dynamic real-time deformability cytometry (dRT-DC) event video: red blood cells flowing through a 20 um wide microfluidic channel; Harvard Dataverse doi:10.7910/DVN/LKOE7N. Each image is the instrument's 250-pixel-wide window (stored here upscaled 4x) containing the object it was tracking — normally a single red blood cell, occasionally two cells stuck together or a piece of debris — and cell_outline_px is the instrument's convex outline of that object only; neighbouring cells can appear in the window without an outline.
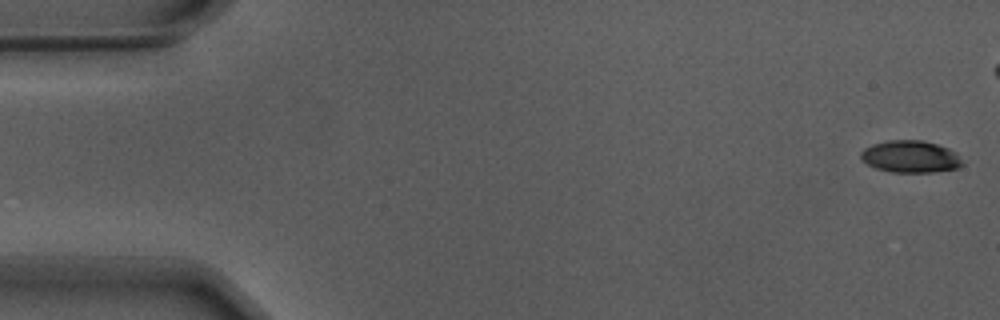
{"species": "Egyptian fruit bat (a non-hibernating species)", "species_latin": "Rousettus aegyptiacus", "temperature_condition": "warm", "stored_images_in_passage": 48, "camera_frame_rate_fps": 3000, "um_per_image_px": 0.085, "animal": {"sex": "male"}, "frame": {"image": 1, "passage_image": 1, "time_ms": 0.0, "image_size_px": [1000, 320], "cell_outline_px": [[964, 164], [956, 168], [932, 172], [892, 172], [876, 168], [860, 160], [860, 152], [864, 148], [872, 144], [888, 140], [924, 140], [948, 148], [956, 152]], "centroid_in_image_um": [77.36, 13.3], "position_along_channel_um": 7.6, "area_um2": 19.02}}
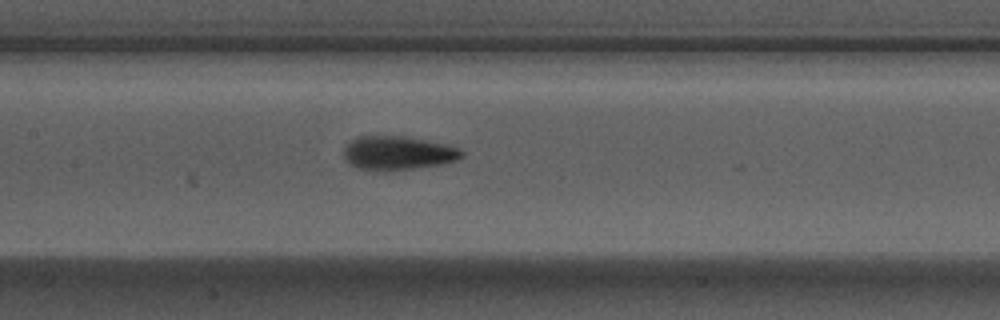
{"frame": {"image": 2, "passage_image": 26, "time_ms": 8.333, "image_size_px": [1000, 320], "cell_outline_px": [[464, 156], [460, 160], [440, 164], [384, 172], [356, 168], [344, 156], [344, 148], [352, 140], [360, 136], [404, 136], [448, 144], [460, 148], [464, 152]], "centroid_in_image_um": [33.87, 13.01], "position_along_channel_um": 173.5, "area_um2": 23.35}}
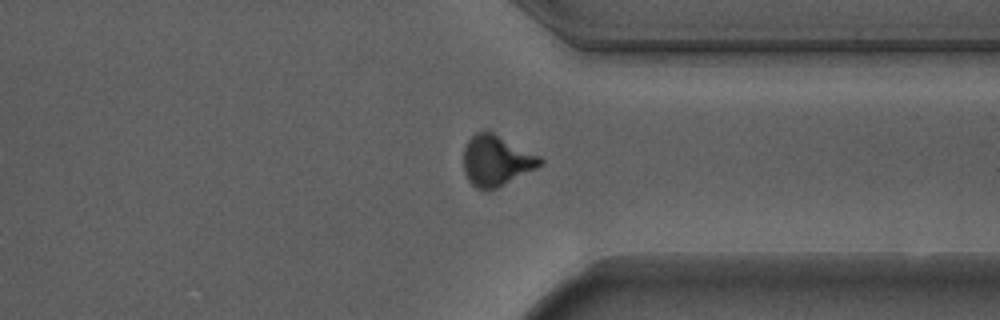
{"frame": {"image": 3, "passage_image": 42, "time_ms": 13.667, "image_size_px": [1000, 320], "cell_outline_px": [[544, 164], [488, 192], [476, 188], [468, 180], [464, 172], [464, 148], [468, 140], [476, 132], [492, 132], [540, 156], [544, 160]], "centroid_in_image_um": [42.18, 13.67], "position_along_channel_um": 369.2, "area_um2": 22.43}, "authors_computed_cell_mechanics": {"area_um2": 21.7617, "velocity_mm_per_s": 3.7099, "shape_relaxation_time_tau1_ms": 4.3635, "shape_relaxation_time_tau2_ms": 2.1094, "deformation_change_tau1": 0.1822, "deformation_change_tau2": 0.1064}}